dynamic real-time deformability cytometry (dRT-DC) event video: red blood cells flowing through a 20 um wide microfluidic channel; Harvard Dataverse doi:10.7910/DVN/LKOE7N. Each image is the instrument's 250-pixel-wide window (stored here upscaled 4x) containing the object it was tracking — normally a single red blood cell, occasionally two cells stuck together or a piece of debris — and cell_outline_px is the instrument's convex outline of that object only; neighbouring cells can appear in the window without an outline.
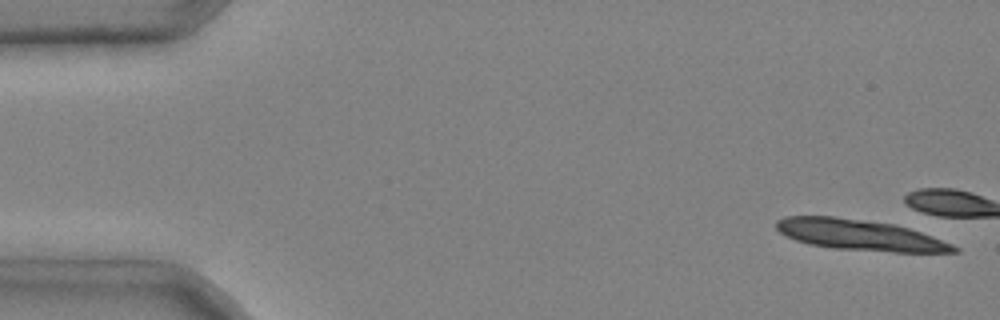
{"species": "common noctule bat (a hibernating species)", "species_latin": "Nyctalus noctula", "temperature_condition": "cold", "stored_images_in_passage": 6, "camera_frame_rate_fps": 3000, "um_per_image_px": 0.085, "animal": {"sex": "male", "body_mass_g": 20.4}, "frame": {"image": 1, "passage_image": 1, "time_ms": 0.0, "image_size_px": [1000, 320], "cell_outline_px": [[960, 252], [892, 252], [832, 248], [808, 244], [796, 240], [780, 232], [776, 228], [776, 220], [784, 216], [836, 216], [896, 224], [932, 236], [952, 244], [960, 248]], "centroid_in_image_um": [73.08, 19.97], "position_along_channel_um": 11.9, "area_um2": 31.91}}